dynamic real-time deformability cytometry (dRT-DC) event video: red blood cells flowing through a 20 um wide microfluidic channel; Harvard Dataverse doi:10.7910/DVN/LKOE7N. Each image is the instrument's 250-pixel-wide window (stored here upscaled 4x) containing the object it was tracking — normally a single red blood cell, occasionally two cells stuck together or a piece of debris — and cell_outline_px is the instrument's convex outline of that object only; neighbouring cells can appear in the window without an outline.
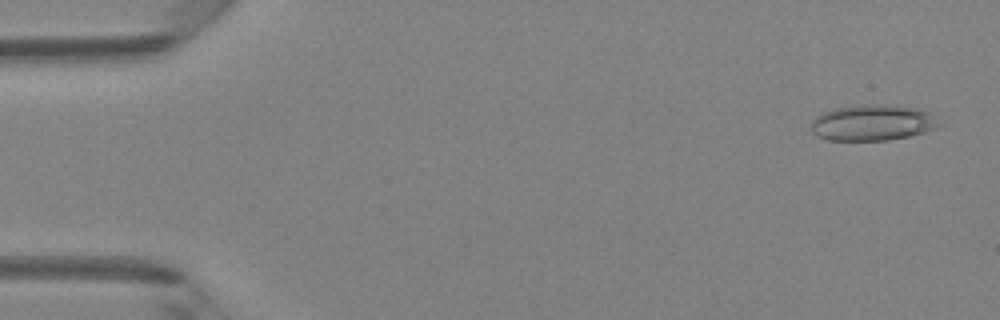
{"species": "Egyptian fruit bat (a non-hibernating species)", "species_latin": "Rousettus aegyptiacus", "temperature_condition": "room temperature", "stored_images_in_passage": 45, "camera_frame_rate_fps": 3000, "um_per_image_px": 0.085, "animal": {"sex": "female"}, "frame": {"image": 1, "passage_image": 2, "time_ms": 0.333, "image_size_px": [1000, 320], "cell_outline_px": [[940, 124], [936, 128], [924, 132], [908, 136], [888, 140], [828, 140], [816, 136], [812, 132], [812, 120], [820, 112], [836, 108], [860, 104], [888, 104], [916, 108], [928, 112]], "centroid_in_image_um": [74.12, 10.42], "position_along_channel_um": 10.9, "area_um2": 26.82}}
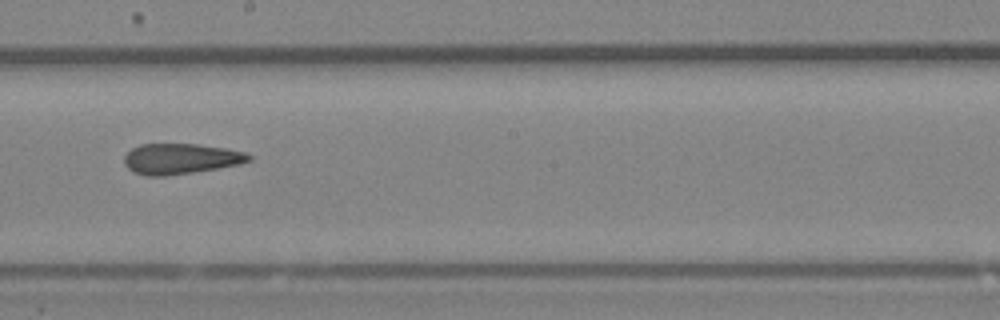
{"frame": {"image": 2, "passage_image": 27, "time_ms": 8.667, "image_size_px": [1000, 320], "cell_outline_px": [[252, 160], [240, 164], [168, 176], [144, 176], [132, 172], [124, 164], [124, 156], [132, 148], [140, 144], [196, 144], [224, 148], [244, 152], [252, 156]], "centroid_in_image_um": [15.32, 13.5], "position_along_channel_um": 232.9, "area_um2": 22.2}}
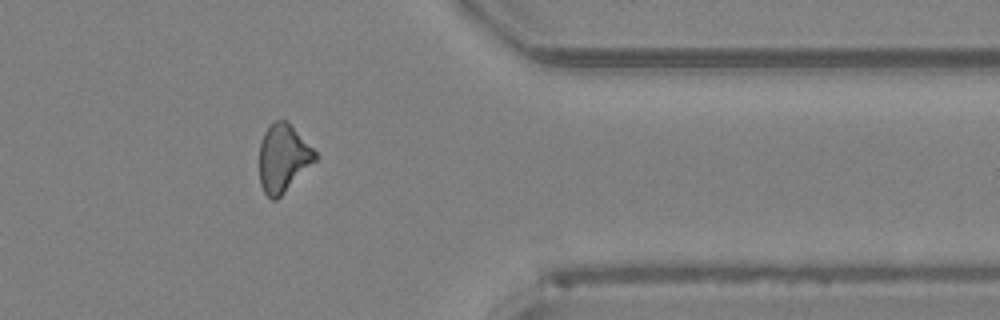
{"frame": {"image": 3, "passage_image": 39, "time_ms": 12.667, "image_size_px": [1000, 320], "cell_outline_px": [[316, 160], [276, 200], [272, 200], [264, 192], [260, 184], [260, 144], [264, 132], [276, 120], [288, 120], [316, 152]], "centroid_in_image_um": [24.06, 13.42], "position_along_channel_um": 387.3, "area_um2": 21.73}}